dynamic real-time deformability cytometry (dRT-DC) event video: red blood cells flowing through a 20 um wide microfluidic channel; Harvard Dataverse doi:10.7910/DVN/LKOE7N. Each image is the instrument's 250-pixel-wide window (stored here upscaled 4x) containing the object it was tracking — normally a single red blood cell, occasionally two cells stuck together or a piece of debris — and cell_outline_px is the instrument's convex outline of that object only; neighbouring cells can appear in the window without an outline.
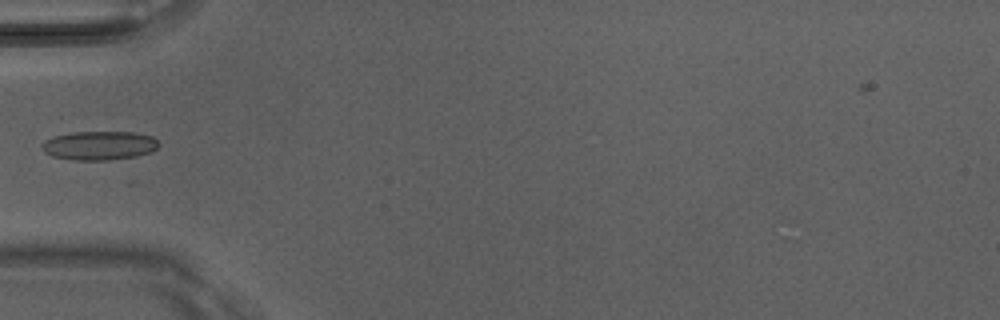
{"species": "Egyptian fruit bat (a non-hibernating species)", "species_latin": "Rousettus aegyptiacus", "temperature_condition": "room temperature", "stored_images_in_passage": 2, "camera_frame_rate_fps": 3000, "um_per_image_px": 0.085, "animal": {"sex": "male"}, "frame": {"image": 1, "passage_image": 2, "time_ms": 0.333, "image_size_px": [1000, 320], "cell_outline_px": [[160, 144], [152, 152], [136, 156], [108, 160], [72, 160], [52, 156], [44, 152], [40, 148], [40, 144], [44, 140], [68, 132], [136, 132], [152, 136]], "centroid_in_image_um": [8.41, 12.37], "position_along_channel_um": 76.6, "area_um2": 19.88}}